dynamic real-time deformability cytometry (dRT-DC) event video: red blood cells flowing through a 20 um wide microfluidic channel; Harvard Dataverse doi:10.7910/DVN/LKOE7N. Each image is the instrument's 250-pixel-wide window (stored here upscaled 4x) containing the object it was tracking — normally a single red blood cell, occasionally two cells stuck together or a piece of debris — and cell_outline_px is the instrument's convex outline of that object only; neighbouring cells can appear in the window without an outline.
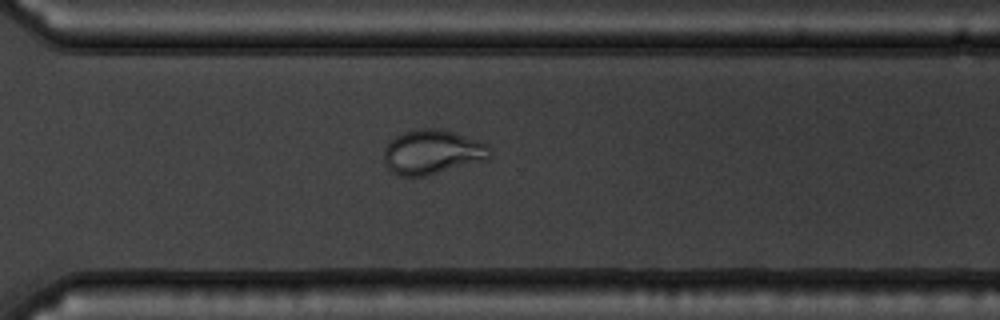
{"species": "common noctule bat (a hibernating species)", "species_latin": "Nyctalus noctula", "temperature_condition": "warm", "stored_images_in_passage": 55, "camera_frame_rate_fps": 3000, "um_per_image_px": 0.085, "animal": {"sex": "male", "body_mass_g": 19.5, "forearm_length_mm": 54.6}, "frame": {"image": 1, "passage_image": 40, "time_ms": 13.0, "image_size_px": [1000, 320], "cell_outline_px": [[492, 156], [488, 160], [428, 176], [400, 176], [392, 172], [388, 168], [384, 160], [384, 148], [396, 136], [404, 132], [424, 128], [440, 128], [488, 144]], "centroid_in_image_um": [36.78, 12.95], "position_along_channel_um": 333.8, "area_um2": 27.57}}
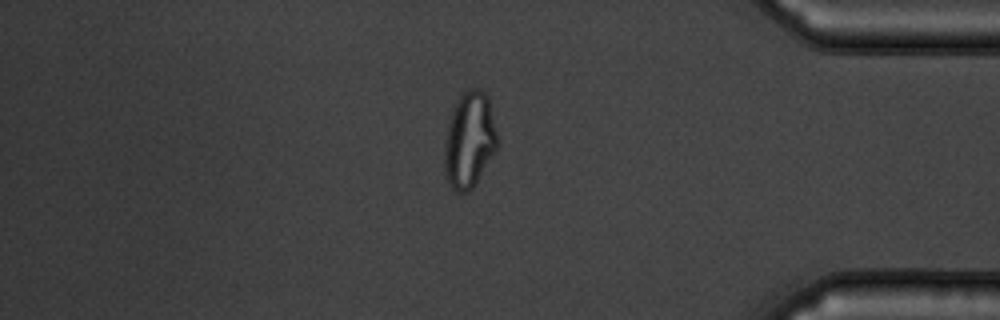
{"frame": {"image": 2, "passage_image": 47, "time_ms": 15.333, "image_size_px": [1000, 320], "cell_outline_px": [[496, 148], [472, 188], [468, 192], [456, 192], [452, 188], [448, 180], [444, 168], [444, 140], [452, 108], [456, 100], [468, 88], [480, 88], [488, 96], [496, 132]], "centroid_in_image_um": [39.86, 11.86], "position_along_channel_um": 395.3, "area_um2": 29.25}}